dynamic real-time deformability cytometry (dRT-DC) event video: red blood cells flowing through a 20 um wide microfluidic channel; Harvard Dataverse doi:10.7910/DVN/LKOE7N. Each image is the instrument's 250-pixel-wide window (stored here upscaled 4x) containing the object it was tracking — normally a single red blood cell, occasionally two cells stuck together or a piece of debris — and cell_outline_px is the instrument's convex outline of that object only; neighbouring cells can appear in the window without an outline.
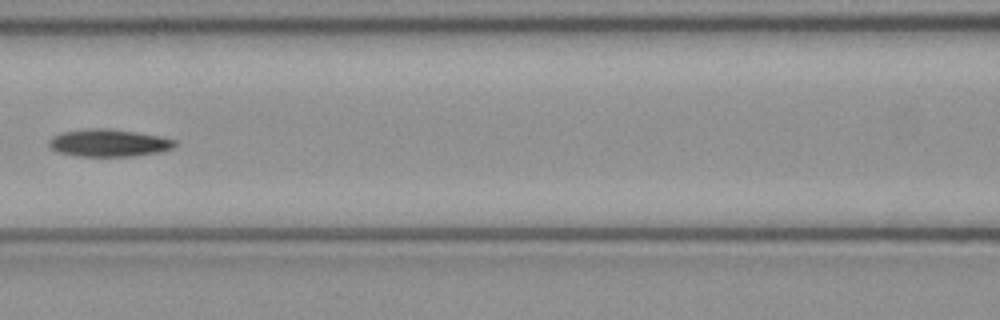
{"species": "common noctule bat (a hibernating species)", "species_latin": "Nyctalus noctula", "temperature_condition": "cold", "stored_images_in_passage": 7, "camera_frame_rate_fps": 3000, "um_per_image_px": 0.085, "animal": {"sex": "female", "body_mass_g": 21.9}, "frame": {"image": 1, "passage_image": 6, "time_ms": 1.667, "image_size_px": [1000, 320], "cell_outline_px": [[176, 144], [172, 148], [160, 152], [132, 156], [76, 156], [56, 152], [48, 144], [48, 140], [52, 136], [64, 132], [84, 128], [112, 128], [160, 136], [176, 140]], "centroid_in_image_um": [9.22, 12.14], "position_along_channel_um": 157.4, "area_um2": 20.29}}
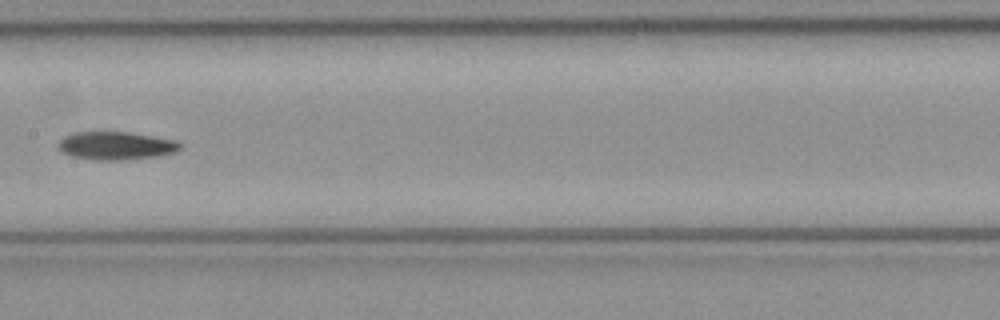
{"frame": {"image": 2, "passage_image": 7, "time_ms": 2.0, "image_size_px": [1000, 320], "cell_outline_px": [[180, 148], [176, 152], [160, 156], [124, 160], [92, 160], [72, 156], [56, 148], [56, 144], [64, 136], [76, 132], [128, 132], [176, 140], [180, 144]], "centroid_in_image_um": [9.84, 12.39], "position_along_channel_um": 197.6, "area_um2": 20.06}}